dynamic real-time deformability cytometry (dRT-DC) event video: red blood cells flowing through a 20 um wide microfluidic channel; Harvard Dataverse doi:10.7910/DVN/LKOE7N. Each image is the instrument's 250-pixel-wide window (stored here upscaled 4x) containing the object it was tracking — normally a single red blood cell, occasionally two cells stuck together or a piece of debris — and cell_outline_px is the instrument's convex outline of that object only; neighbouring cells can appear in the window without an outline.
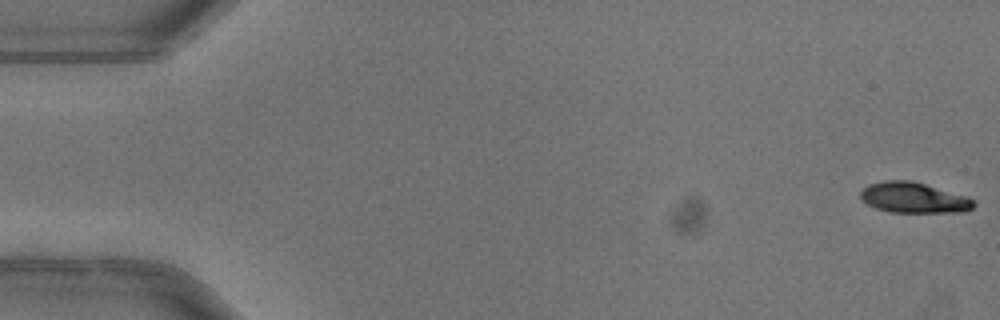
{"species": "common noctule bat (a hibernating species)", "species_latin": "Nyctalus noctula", "temperature_condition": "warm", "stored_images_in_passage": 50, "camera_frame_rate_fps": 3000, "um_per_image_px": 0.085, "animal": {"sex": "female"}, "frame": {"image": 1, "passage_image": 1, "time_ms": 0.0, "image_size_px": [1000, 320], "cell_outline_px": [[976, 204], [972, 208], [964, 212], [892, 212], [876, 208], [860, 200], [860, 192], [868, 184], [884, 180], [912, 180], [968, 196]], "centroid_in_image_um": [77.66, 16.79], "position_along_channel_um": 7.3, "area_um2": 20.29}}
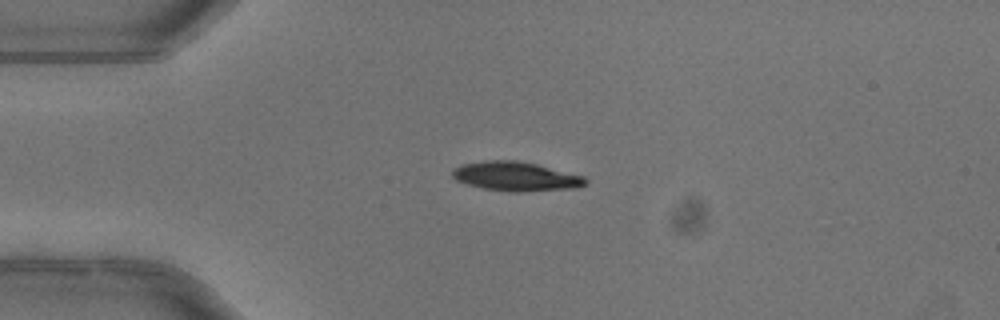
{"frame": {"image": 2, "passage_image": 13, "time_ms": 4.0, "image_size_px": [1000, 320], "cell_outline_px": [[588, 184], [576, 188], [520, 192], [512, 192], [484, 188], [468, 184], [456, 180], [452, 176], [452, 168], [460, 164], [488, 160], [516, 160], [536, 164], [584, 176], [588, 180]], "centroid_in_image_um": [43.85, 14.99], "position_along_channel_um": 41.1, "area_um2": 22.72}}
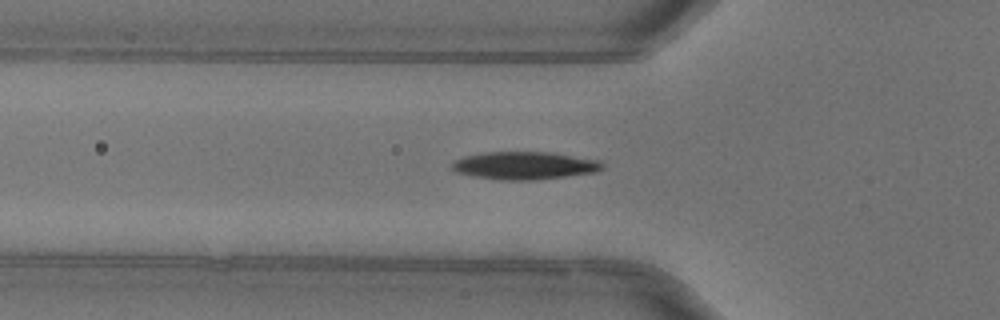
{"frame": {"image": 3, "passage_image": 18, "time_ms": 5.667, "image_size_px": [1000, 320], "cell_outline_px": [[604, 168], [596, 172], [532, 180], [500, 180], [472, 176], [456, 172], [452, 168], [452, 164], [456, 160], [464, 156], [488, 152], [552, 152], [600, 160], [604, 164]], "centroid_in_image_um": [44.61, 14.07], "position_along_channel_um": 81.2, "area_um2": 24.28}}